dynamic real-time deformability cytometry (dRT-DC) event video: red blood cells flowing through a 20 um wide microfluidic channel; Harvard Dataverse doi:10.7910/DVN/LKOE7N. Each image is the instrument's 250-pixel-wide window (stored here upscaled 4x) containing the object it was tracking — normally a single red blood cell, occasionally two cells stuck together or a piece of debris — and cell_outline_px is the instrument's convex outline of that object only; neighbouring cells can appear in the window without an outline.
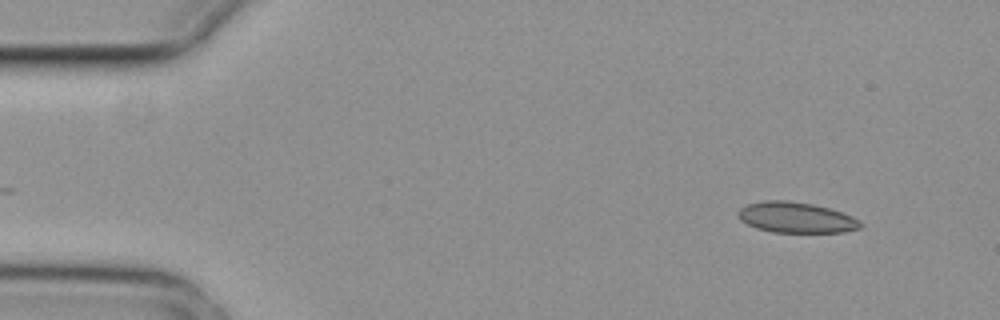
{"species": "common noctule bat (a hibernating species)", "species_latin": "Nyctalus noctula", "temperature_condition": "cold", "stored_images_in_passage": 2, "camera_frame_rate_fps": 3000, "um_per_image_px": 0.085, "animal": {"sex": "female", "body_mass_g": 29.2, "forearm_length_mm": 56.3}, "frame": {"image": 1, "passage_image": 2, "time_ms": 0.333, "image_size_px": [1000, 320], "cell_outline_px": [[864, 224], [860, 228], [844, 232], [772, 232], [756, 228], [740, 220], [736, 212], [740, 208], [748, 204], [764, 200], [788, 200], [812, 204], [828, 208], [852, 216], [860, 220]], "centroid_in_image_um": [67.66, 18.49], "position_along_channel_um": 17.3, "area_um2": 21.91}}